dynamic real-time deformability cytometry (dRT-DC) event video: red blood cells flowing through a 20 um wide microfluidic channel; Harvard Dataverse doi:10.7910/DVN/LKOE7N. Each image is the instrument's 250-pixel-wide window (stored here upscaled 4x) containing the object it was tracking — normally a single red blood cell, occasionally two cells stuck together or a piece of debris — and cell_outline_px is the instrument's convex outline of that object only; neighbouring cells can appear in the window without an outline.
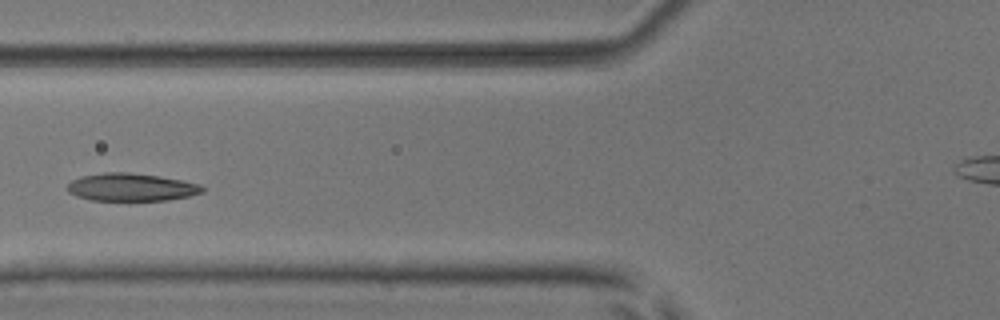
{"species": "common noctule bat (a hibernating species)", "species_latin": "Nyctalus noctula", "temperature_condition": "room temperature", "stored_images_in_passage": 4, "camera_frame_rate_fps": 3000, "um_per_image_px": 0.085, "animal": {"sex": "male", "body_mass_g": 17.9, "forearm_length_mm": 54.2}, "frame": {"image": 1, "passage_image": 4, "time_ms": 3.333, "image_size_px": [1000, 320], "cell_outline_px": [[204, 192], [188, 196], [168, 200], [92, 200], [76, 196], [68, 192], [64, 188], [72, 180], [80, 176], [104, 172], [128, 172], [160, 176], [200, 184], [204, 188]], "centroid_in_image_um": [11.12, 15.9], "position_along_channel_um": 114.7, "area_um2": 21.91}}